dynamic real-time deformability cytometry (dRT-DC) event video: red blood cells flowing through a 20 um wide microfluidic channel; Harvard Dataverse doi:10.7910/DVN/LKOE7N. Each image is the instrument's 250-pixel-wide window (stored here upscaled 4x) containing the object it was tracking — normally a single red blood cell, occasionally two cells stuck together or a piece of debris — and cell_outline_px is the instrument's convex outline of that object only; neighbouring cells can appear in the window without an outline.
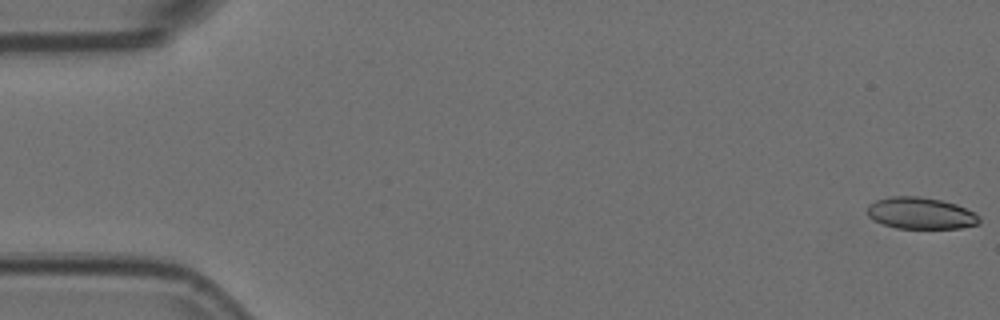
{"species": "Egyptian fruit bat (a non-hibernating species)", "species_latin": "Rousettus aegyptiacus", "temperature_condition": "room temperature", "stored_images_in_passage": 8, "camera_frame_rate_fps": 3000, "um_per_image_px": 0.085, "animal": {"sex": "female"}, "frame": {"image": 1, "passage_image": 1, "time_ms": 0.0, "image_size_px": [1000, 320], "cell_outline_px": [[980, 224], [960, 228], [896, 228], [884, 224], [868, 216], [868, 204], [876, 200], [888, 196], [920, 196], [940, 200], [956, 204], [980, 216]], "centroid_in_image_um": [78.26, 18.12], "position_along_channel_um": 6.7, "area_um2": 20.58}}
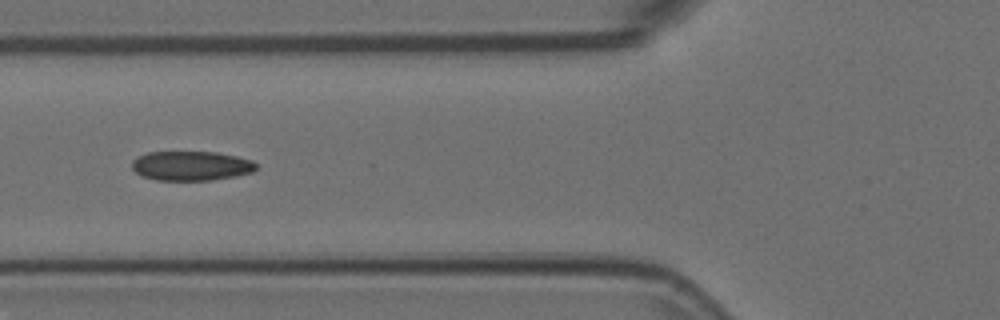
{"frame": {"image": 2, "passage_image": 7, "time_ms": 2.0, "image_size_px": [1000, 320], "cell_outline_px": [[256, 168], [252, 172], [236, 176], [212, 180], [156, 180], [140, 176], [132, 168], [132, 160], [136, 156], [148, 152], [216, 152], [236, 156], [252, 160], [256, 164]], "centroid_in_image_um": [16.22, 14.09], "position_along_channel_um": 109.6, "area_um2": 21.44}}
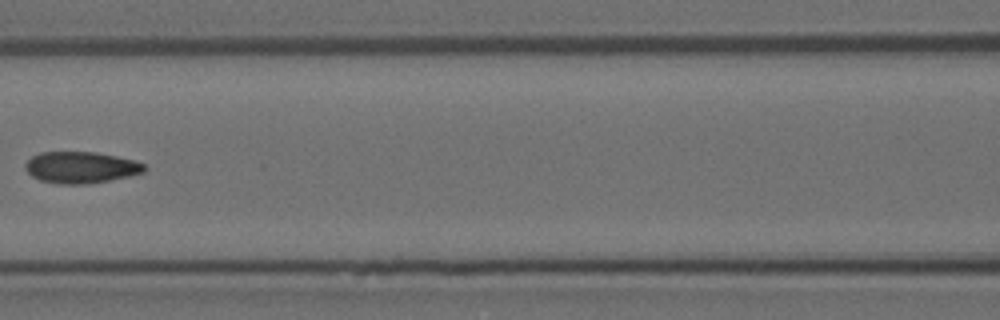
{"frame": {"image": 3, "passage_image": 8, "time_ms": 2.333, "image_size_px": [1000, 320], "cell_outline_px": [[148, 168], [144, 172], [128, 176], [88, 184], [60, 184], [40, 180], [32, 176], [28, 172], [24, 164], [32, 156], [40, 152], [96, 152], [136, 160], [144, 164]], "centroid_in_image_um": [6.89, 14.22], "position_along_channel_um": 159.7, "area_um2": 21.85}}